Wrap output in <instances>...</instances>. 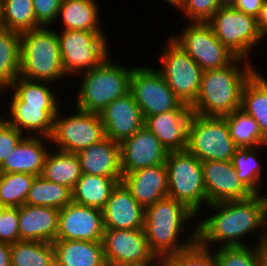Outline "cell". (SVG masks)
Instances as JSON below:
<instances>
[{"instance_id":"5b68a950","label":"cell","mask_w":267,"mask_h":266,"mask_svg":"<svg viewBox=\"0 0 267 266\" xmlns=\"http://www.w3.org/2000/svg\"><path fill=\"white\" fill-rule=\"evenodd\" d=\"M52 29L41 26L20 33V77L52 83L67 78L57 33Z\"/></svg>"},{"instance_id":"7bdbcfd3","label":"cell","mask_w":267,"mask_h":266,"mask_svg":"<svg viewBox=\"0 0 267 266\" xmlns=\"http://www.w3.org/2000/svg\"><path fill=\"white\" fill-rule=\"evenodd\" d=\"M25 136L0 117V166Z\"/></svg>"},{"instance_id":"60d3db41","label":"cell","mask_w":267,"mask_h":266,"mask_svg":"<svg viewBox=\"0 0 267 266\" xmlns=\"http://www.w3.org/2000/svg\"><path fill=\"white\" fill-rule=\"evenodd\" d=\"M174 8L189 22H208L219 9L216 0H180Z\"/></svg>"},{"instance_id":"44dd1931","label":"cell","mask_w":267,"mask_h":266,"mask_svg":"<svg viewBox=\"0 0 267 266\" xmlns=\"http://www.w3.org/2000/svg\"><path fill=\"white\" fill-rule=\"evenodd\" d=\"M121 182L144 209L168 196L165 163L122 175Z\"/></svg>"},{"instance_id":"4316f807","label":"cell","mask_w":267,"mask_h":266,"mask_svg":"<svg viewBox=\"0 0 267 266\" xmlns=\"http://www.w3.org/2000/svg\"><path fill=\"white\" fill-rule=\"evenodd\" d=\"M99 8L95 0H62L58 14L62 29L59 30L103 31Z\"/></svg>"},{"instance_id":"ba28073f","label":"cell","mask_w":267,"mask_h":266,"mask_svg":"<svg viewBox=\"0 0 267 266\" xmlns=\"http://www.w3.org/2000/svg\"><path fill=\"white\" fill-rule=\"evenodd\" d=\"M237 148L224 117L191 115L186 150L199 161H231Z\"/></svg>"},{"instance_id":"11a10c76","label":"cell","mask_w":267,"mask_h":266,"mask_svg":"<svg viewBox=\"0 0 267 266\" xmlns=\"http://www.w3.org/2000/svg\"><path fill=\"white\" fill-rule=\"evenodd\" d=\"M1 95H2V91L0 90V98L2 97ZM0 109H1V111H0V117H1V116H2V115H1V112H2V109H3V108H0Z\"/></svg>"},{"instance_id":"7402d4cb","label":"cell","mask_w":267,"mask_h":266,"mask_svg":"<svg viewBox=\"0 0 267 266\" xmlns=\"http://www.w3.org/2000/svg\"><path fill=\"white\" fill-rule=\"evenodd\" d=\"M20 241L53 243L57 237L59 209L23 204L18 207Z\"/></svg>"},{"instance_id":"9a60e30c","label":"cell","mask_w":267,"mask_h":266,"mask_svg":"<svg viewBox=\"0 0 267 266\" xmlns=\"http://www.w3.org/2000/svg\"><path fill=\"white\" fill-rule=\"evenodd\" d=\"M102 210L71 202L59 210L56 240L102 241Z\"/></svg>"},{"instance_id":"74e56055","label":"cell","mask_w":267,"mask_h":266,"mask_svg":"<svg viewBox=\"0 0 267 266\" xmlns=\"http://www.w3.org/2000/svg\"><path fill=\"white\" fill-rule=\"evenodd\" d=\"M35 177L28 173H0V205L20 207L25 204Z\"/></svg>"},{"instance_id":"8fae6325","label":"cell","mask_w":267,"mask_h":266,"mask_svg":"<svg viewBox=\"0 0 267 266\" xmlns=\"http://www.w3.org/2000/svg\"><path fill=\"white\" fill-rule=\"evenodd\" d=\"M129 92L140 107L144 120L171 110H191L170 89L156 67L135 66L130 77Z\"/></svg>"},{"instance_id":"d590c367","label":"cell","mask_w":267,"mask_h":266,"mask_svg":"<svg viewBox=\"0 0 267 266\" xmlns=\"http://www.w3.org/2000/svg\"><path fill=\"white\" fill-rule=\"evenodd\" d=\"M1 27L23 33L41 27L32 0H1Z\"/></svg>"},{"instance_id":"2e32d148","label":"cell","mask_w":267,"mask_h":266,"mask_svg":"<svg viewBox=\"0 0 267 266\" xmlns=\"http://www.w3.org/2000/svg\"><path fill=\"white\" fill-rule=\"evenodd\" d=\"M168 151L160 140L143 125L131 137L120 143L122 175L164 164Z\"/></svg>"},{"instance_id":"681fc988","label":"cell","mask_w":267,"mask_h":266,"mask_svg":"<svg viewBox=\"0 0 267 266\" xmlns=\"http://www.w3.org/2000/svg\"><path fill=\"white\" fill-rule=\"evenodd\" d=\"M120 266H163V259L155 256L151 261H144L140 263H125Z\"/></svg>"},{"instance_id":"f6af8a7d","label":"cell","mask_w":267,"mask_h":266,"mask_svg":"<svg viewBox=\"0 0 267 266\" xmlns=\"http://www.w3.org/2000/svg\"><path fill=\"white\" fill-rule=\"evenodd\" d=\"M264 1L265 0H236L234 8L256 18Z\"/></svg>"},{"instance_id":"d4e9b609","label":"cell","mask_w":267,"mask_h":266,"mask_svg":"<svg viewBox=\"0 0 267 266\" xmlns=\"http://www.w3.org/2000/svg\"><path fill=\"white\" fill-rule=\"evenodd\" d=\"M82 174L122 177L120 143L105 137L77 153Z\"/></svg>"},{"instance_id":"8d00e7d4","label":"cell","mask_w":267,"mask_h":266,"mask_svg":"<svg viewBox=\"0 0 267 266\" xmlns=\"http://www.w3.org/2000/svg\"><path fill=\"white\" fill-rule=\"evenodd\" d=\"M224 118L227 122L230 137L238 148L267 145L257 122L242 109H237Z\"/></svg>"},{"instance_id":"836d02e7","label":"cell","mask_w":267,"mask_h":266,"mask_svg":"<svg viewBox=\"0 0 267 266\" xmlns=\"http://www.w3.org/2000/svg\"><path fill=\"white\" fill-rule=\"evenodd\" d=\"M11 266H55L53 243L18 241L10 245Z\"/></svg>"},{"instance_id":"cb8c5ba5","label":"cell","mask_w":267,"mask_h":266,"mask_svg":"<svg viewBox=\"0 0 267 266\" xmlns=\"http://www.w3.org/2000/svg\"><path fill=\"white\" fill-rule=\"evenodd\" d=\"M192 110H171L149 116L144 125L160 140L169 151L187 149L188 123Z\"/></svg>"},{"instance_id":"9c48e42d","label":"cell","mask_w":267,"mask_h":266,"mask_svg":"<svg viewBox=\"0 0 267 266\" xmlns=\"http://www.w3.org/2000/svg\"><path fill=\"white\" fill-rule=\"evenodd\" d=\"M165 43L158 57L161 68L156 69L181 102L191 106L197 99L203 70L171 37Z\"/></svg>"},{"instance_id":"d6a6232c","label":"cell","mask_w":267,"mask_h":266,"mask_svg":"<svg viewBox=\"0 0 267 266\" xmlns=\"http://www.w3.org/2000/svg\"><path fill=\"white\" fill-rule=\"evenodd\" d=\"M52 82L29 80L17 77L7 91L12 93L23 103L42 106H61L62 99L55 93ZM53 87V88H52Z\"/></svg>"},{"instance_id":"83f0119b","label":"cell","mask_w":267,"mask_h":266,"mask_svg":"<svg viewBox=\"0 0 267 266\" xmlns=\"http://www.w3.org/2000/svg\"><path fill=\"white\" fill-rule=\"evenodd\" d=\"M258 124L267 141V77L258 69L245 82L241 93V108Z\"/></svg>"},{"instance_id":"c3c4849f","label":"cell","mask_w":267,"mask_h":266,"mask_svg":"<svg viewBox=\"0 0 267 266\" xmlns=\"http://www.w3.org/2000/svg\"><path fill=\"white\" fill-rule=\"evenodd\" d=\"M260 266H267V234L257 244Z\"/></svg>"},{"instance_id":"6da1fadb","label":"cell","mask_w":267,"mask_h":266,"mask_svg":"<svg viewBox=\"0 0 267 266\" xmlns=\"http://www.w3.org/2000/svg\"><path fill=\"white\" fill-rule=\"evenodd\" d=\"M207 207L213 212L210 213L212 215L204 216L202 221L197 219L196 223L197 243L203 248L212 250L217 244L220 248L248 246L246 238H251L249 235L258 230L257 233L261 232L256 235L259 237L255 243L257 245L267 234L266 193L253 194L243 200L211 203Z\"/></svg>"},{"instance_id":"7a4b0ae2","label":"cell","mask_w":267,"mask_h":266,"mask_svg":"<svg viewBox=\"0 0 267 266\" xmlns=\"http://www.w3.org/2000/svg\"><path fill=\"white\" fill-rule=\"evenodd\" d=\"M144 217V231L149 248L162 259L183 252L197 243V224L193 223H197L195 220L198 216L174 198L167 196L145 208ZM187 225H191L192 230L190 235L184 236V233L187 234L185 231H190L185 228Z\"/></svg>"},{"instance_id":"4dcf8cb0","label":"cell","mask_w":267,"mask_h":266,"mask_svg":"<svg viewBox=\"0 0 267 266\" xmlns=\"http://www.w3.org/2000/svg\"><path fill=\"white\" fill-rule=\"evenodd\" d=\"M264 146L237 148L234 156L231 159L232 166L235 168L236 173L242 184L252 194H262L263 177L262 167L260 160L258 159L259 153ZM259 149V150H258ZM262 181V182H261Z\"/></svg>"},{"instance_id":"603a6c76","label":"cell","mask_w":267,"mask_h":266,"mask_svg":"<svg viewBox=\"0 0 267 266\" xmlns=\"http://www.w3.org/2000/svg\"><path fill=\"white\" fill-rule=\"evenodd\" d=\"M48 143H51L50 137L25 136L0 166V173L41 176L49 147L53 146Z\"/></svg>"},{"instance_id":"d6986e66","label":"cell","mask_w":267,"mask_h":266,"mask_svg":"<svg viewBox=\"0 0 267 266\" xmlns=\"http://www.w3.org/2000/svg\"><path fill=\"white\" fill-rule=\"evenodd\" d=\"M99 115L105 136L118 143L131 137L145 123L140 107L130 92L109 103Z\"/></svg>"},{"instance_id":"f907efd6","label":"cell","mask_w":267,"mask_h":266,"mask_svg":"<svg viewBox=\"0 0 267 266\" xmlns=\"http://www.w3.org/2000/svg\"><path fill=\"white\" fill-rule=\"evenodd\" d=\"M219 8L234 7L236 0H216Z\"/></svg>"},{"instance_id":"b9f144b4","label":"cell","mask_w":267,"mask_h":266,"mask_svg":"<svg viewBox=\"0 0 267 266\" xmlns=\"http://www.w3.org/2000/svg\"><path fill=\"white\" fill-rule=\"evenodd\" d=\"M20 241L18 207L3 206L0 217V242L13 244Z\"/></svg>"},{"instance_id":"f1b7e54d","label":"cell","mask_w":267,"mask_h":266,"mask_svg":"<svg viewBox=\"0 0 267 266\" xmlns=\"http://www.w3.org/2000/svg\"><path fill=\"white\" fill-rule=\"evenodd\" d=\"M122 177L82 174L72 190V201L87 207L103 209Z\"/></svg>"},{"instance_id":"277c9868","label":"cell","mask_w":267,"mask_h":266,"mask_svg":"<svg viewBox=\"0 0 267 266\" xmlns=\"http://www.w3.org/2000/svg\"><path fill=\"white\" fill-rule=\"evenodd\" d=\"M113 60L108 56L95 68L77 76H82V83L75 94L77 99L74 107L100 114L109 103L129 93L134 66H123Z\"/></svg>"},{"instance_id":"ee69618b","label":"cell","mask_w":267,"mask_h":266,"mask_svg":"<svg viewBox=\"0 0 267 266\" xmlns=\"http://www.w3.org/2000/svg\"><path fill=\"white\" fill-rule=\"evenodd\" d=\"M36 22L40 26H54L58 20V14L62 0H32Z\"/></svg>"},{"instance_id":"8992f818","label":"cell","mask_w":267,"mask_h":266,"mask_svg":"<svg viewBox=\"0 0 267 266\" xmlns=\"http://www.w3.org/2000/svg\"><path fill=\"white\" fill-rule=\"evenodd\" d=\"M165 164L168 177V197L185 204L201 218L200 216L203 214L201 207L206 209L207 206L201 161L187 150L169 151Z\"/></svg>"},{"instance_id":"ab89813d","label":"cell","mask_w":267,"mask_h":266,"mask_svg":"<svg viewBox=\"0 0 267 266\" xmlns=\"http://www.w3.org/2000/svg\"><path fill=\"white\" fill-rule=\"evenodd\" d=\"M163 266H218L215 253L195 243L183 252L163 258Z\"/></svg>"},{"instance_id":"52a82bcc","label":"cell","mask_w":267,"mask_h":266,"mask_svg":"<svg viewBox=\"0 0 267 266\" xmlns=\"http://www.w3.org/2000/svg\"><path fill=\"white\" fill-rule=\"evenodd\" d=\"M56 33L67 78L77 79L76 76L95 68L109 56L110 46L104 31L58 30Z\"/></svg>"},{"instance_id":"bcb514c9","label":"cell","mask_w":267,"mask_h":266,"mask_svg":"<svg viewBox=\"0 0 267 266\" xmlns=\"http://www.w3.org/2000/svg\"><path fill=\"white\" fill-rule=\"evenodd\" d=\"M256 21L262 39H267V0L264 1V4L256 17Z\"/></svg>"},{"instance_id":"e575fe53","label":"cell","mask_w":267,"mask_h":266,"mask_svg":"<svg viewBox=\"0 0 267 266\" xmlns=\"http://www.w3.org/2000/svg\"><path fill=\"white\" fill-rule=\"evenodd\" d=\"M72 202V190L66 186L36 176L25 204L61 209Z\"/></svg>"},{"instance_id":"f546056e","label":"cell","mask_w":267,"mask_h":266,"mask_svg":"<svg viewBox=\"0 0 267 266\" xmlns=\"http://www.w3.org/2000/svg\"><path fill=\"white\" fill-rule=\"evenodd\" d=\"M82 175L80 160L76 153H67L50 149L41 176L73 190Z\"/></svg>"},{"instance_id":"f35d334b","label":"cell","mask_w":267,"mask_h":266,"mask_svg":"<svg viewBox=\"0 0 267 266\" xmlns=\"http://www.w3.org/2000/svg\"><path fill=\"white\" fill-rule=\"evenodd\" d=\"M218 266H260L257 245L217 247L212 250Z\"/></svg>"},{"instance_id":"816d5d0a","label":"cell","mask_w":267,"mask_h":266,"mask_svg":"<svg viewBox=\"0 0 267 266\" xmlns=\"http://www.w3.org/2000/svg\"><path fill=\"white\" fill-rule=\"evenodd\" d=\"M166 3L170 4V6L175 7L176 4L180 1V0H164Z\"/></svg>"},{"instance_id":"484cf974","label":"cell","mask_w":267,"mask_h":266,"mask_svg":"<svg viewBox=\"0 0 267 266\" xmlns=\"http://www.w3.org/2000/svg\"><path fill=\"white\" fill-rule=\"evenodd\" d=\"M55 266H107L101 241L55 240Z\"/></svg>"},{"instance_id":"ac0fdd59","label":"cell","mask_w":267,"mask_h":266,"mask_svg":"<svg viewBox=\"0 0 267 266\" xmlns=\"http://www.w3.org/2000/svg\"><path fill=\"white\" fill-rule=\"evenodd\" d=\"M207 205L227 200H243L253 194L242 184L231 161H203Z\"/></svg>"},{"instance_id":"30bf717a","label":"cell","mask_w":267,"mask_h":266,"mask_svg":"<svg viewBox=\"0 0 267 266\" xmlns=\"http://www.w3.org/2000/svg\"><path fill=\"white\" fill-rule=\"evenodd\" d=\"M74 110L72 114L69 113L66 116L64 114L63 116L62 108H59L54 118L53 131L50 136L51 144L56 147L53 149L77 154L106 137L98 113L82 111L76 107Z\"/></svg>"},{"instance_id":"e0dca14e","label":"cell","mask_w":267,"mask_h":266,"mask_svg":"<svg viewBox=\"0 0 267 266\" xmlns=\"http://www.w3.org/2000/svg\"><path fill=\"white\" fill-rule=\"evenodd\" d=\"M7 92V93H6ZM10 92V96L8 95ZM3 95L9 98V104L3 111L4 119L26 136L50 137L53 131L54 118L59 107L42 106L21 102L11 91H2ZM6 93V94H5ZM9 114V115H8ZM6 115V118H5ZM26 132V133H25Z\"/></svg>"},{"instance_id":"5bb4252c","label":"cell","mask_w":267,"mask_h":266,"mask_svg":"<svg viewBox=\"0 0 267 266\" xmlns=\"http://www.w3.org/2000/svg\"><path fill=\"white\" fill-rule=\"evenodd\" d=\"M101 242L107 266L151 261L156 256L144 229H105Z\"/></svg>"},{"instance_id":"4fadbf2b","label":"cell","mask_w":267,"mask_h":266,"mask_svg":"<svg viewBox=\"0 0 267 266\" xmlns=\"http://www.w3.org/2000/svg\"><path fill=\"white\" fill-rule=\"evenodd\" d=\"M171 35L203 71L226 67L237 58L217 39L207 22H188L178 35Z\"/></svg>"},{"instance_id":"3957f363","label":"cell","mask_w":267,"mask_h":266,"mask_svg":"<svg viewBox=\"0 0 267 266\" xmlns=\"http://www.w3.org/2000/svg\"><path fill=\"white\" fill-rule=\"evenodd\" d=\"M256 70L253 62L237 57L226 67L203 71L197 99L190 106L192 112L225 117L240 109L243 85Z\"/></svg>"},{"instance_id":"7dc6e473","label":"cell","mask_w":267,"mask_h":266,"mask_svg":"<svg viewBox=\"0 0 267 266\" xmlns=\"http://www.w3.org/2000/svg\"><path fill=\"white\" fill-rule=\"evenodd\" d=\"M0 266H11L10 244L0 242Z\"/></svg>"},{"instance_id":"f5cc1de1","label":"cell","mask_w":267,"mask_h":266,"mask_svg":"<svg viewBox=\"0 0 267 266\" xmlns=\"http://www.w3.org/2000/svg\"><path fill=\"white\" fill-rule=\"evenodd\" d=\"M2 213H3V206L0 205V217L2 216Z\"/></svg>"},{"instance_id":"7c38bea8","label":"cell","mask_w":267,"mask_h":266,"mask_svg":"<svg viewBox=\"0 0 267 266\" xmlns=\"http://www.w3.org/2000/svg\"><path fill=\"white\" fill-rule=\"evenodd\" d=\"M207 23L217 39L233 54L253 60L251 52L253 54L254 47L263 41L255 17L234 7L219 8Z\"/></svg>"},{"instance_id":"db71d44e","label":"cell","mask_w":267,"mask_h":266,"mask_svg":"<svg viewBox=\"0 0 267 266\" xmlns=\"http://www.w3.org/2000/svg\"><path fill=\"white\" fill-rule=\"evenodd\" d=\"M0 27H1V0H0Z\"/></svg>"},{"instance_id":"1f68e13d","label":"cell","mask_w":267,"mask_h":266,"mask_svg":"<svg viewBox=\"0 0 267 266\" xmlns=\"http://www.w3.org/2000/svg\"><path fill=\"white\" fill-rule=\"evenodd\" d=\"M20 72V33L0 27V90L9 89Z\"/></svg>"},{"instance_id":"ffe728a7","label":"cell","mask_w":267,"mask_h":266,"mask_svg":"<svg viewBox=\"0 0 267 266\" xmlns=\"http://www.w3.org/2000/svg\"><path fill=\"white\" fill-rule=\"evenodd\" d=\"M102 214L105 229H144L145 209L122 182L113 189Z\"/></svg>"}]
</instances>
